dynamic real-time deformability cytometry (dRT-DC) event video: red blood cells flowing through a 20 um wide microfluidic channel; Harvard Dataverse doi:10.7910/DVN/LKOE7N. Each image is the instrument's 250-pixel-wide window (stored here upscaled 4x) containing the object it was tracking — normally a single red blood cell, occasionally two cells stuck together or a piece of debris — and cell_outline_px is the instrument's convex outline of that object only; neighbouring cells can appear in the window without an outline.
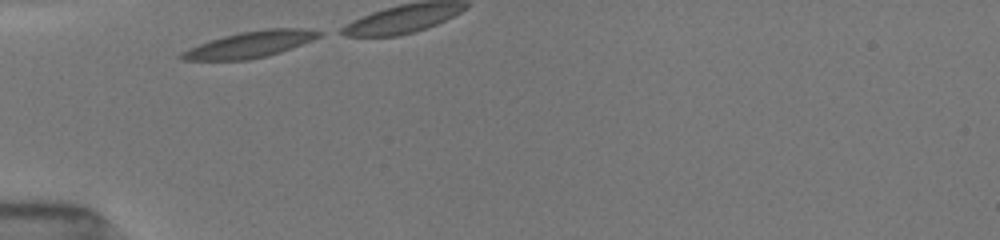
{"species": "common noctule bat (a hibernating species)", "species_latin": "Nyctalus noctula", "temperature_condition": "room temperature", "stored_images_in_passage": 7, "camera_frame_rate_fps": 3000, "um_per_image_px": 0.085, "animal": {"sex": "female", "body_mass_g": 19.5, "forearm_length_mm": 54.1}, "frame": {"image": 1, "passage_image": 1, "time_ms": 0.0, "image_size_px": [1000, 240], "cell_outline_px": [[324, 32], [320, 36], [312, 40], [292, 48], [268, 56], [248, 60], [184, 60], [176, 56], [180, 52], [188, 48], [224, 36], [240, 32], [268, 28], [308, 28]], "centroid_in_image_um": [21.27, 3.78], "position_along_channel_um": 63.7, "area_um2": 21.1}}